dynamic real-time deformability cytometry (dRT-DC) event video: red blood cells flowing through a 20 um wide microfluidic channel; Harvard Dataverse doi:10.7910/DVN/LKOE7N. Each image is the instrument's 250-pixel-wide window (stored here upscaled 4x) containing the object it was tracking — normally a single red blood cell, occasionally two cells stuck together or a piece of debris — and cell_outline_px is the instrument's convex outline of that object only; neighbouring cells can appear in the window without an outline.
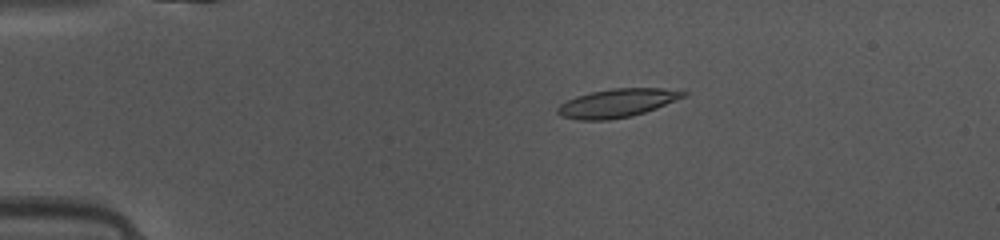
{"species": "common noctule bat (a hibernating species)", "species_latin": "Nyctalus noctula", "temperature_condition": "warm", "stored_images_in_passage": 44, "camera_frame_rate_fps": 3000, "um_per_image_px": 0.085, "animal": {"sex": "female", "body_mass_g": 10.0, "forearm_length_mm": 53.1}, "frame": {"image": 1, "passage_image": 6, "time_ms": 1.667, "image_size_px": [1000, 240], "cell_outline_px": [[688, 96], [656, 108], [632, 116], [608, 120], [580, 120], [560, 116], [556, 112], [556, 108], [560, 104], [576, 96], [592, 92], [612, 88], [664, 88], [688, 92]], "centroid_in_image_um": [52.47, 8.76], "position_along_channel_um": 32.5, "area_um2": 20.92}}
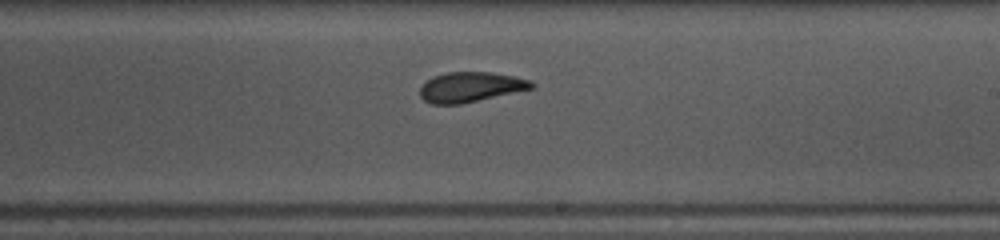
{"frame": {"image": 2, "passage_image": 25, "time_ms": 8.0, "image_size_px": [1000, 240], "cell_outline_px": [[536, 88], [460, 104], [432, 104], [424, 100], [420, 96], [420, 84], [424, 80], [432, 76], [448, 72], [492, 72], [512, 76], [528, 80], [536, 84]], "centroid_in_image_um": [39.97, 7.39], "position_along_channel_um": 249.0, "area_um2": 19.71}}
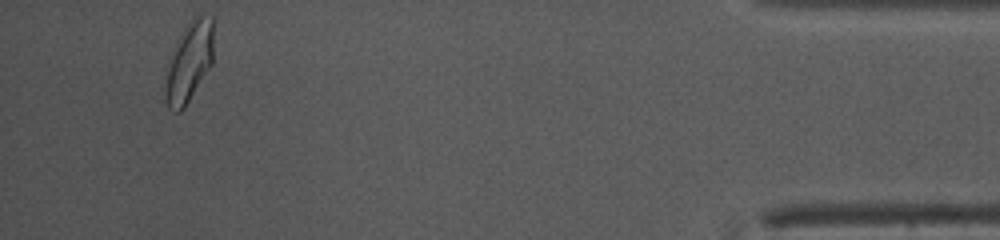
{"frame": {"image": 3, "passage_image": 42, "time_ms": 13.667, "image_size_px": [1000, 240], "cell_outline_px": [[212, 64], [184, 108], [180, 112], [176, 112], [168, 108], [164, 100], [164, 88], [168, 56], [176, 40], [192, 16], [196, 12], [200, 12], [212, 16]], "centroid_in_image_um": [16.03, 5.23], "position_along_channel_um": 419.2, "area_um2": 23.12}, "authors_computed_cell_mechanics": {"area_um2": 20.1433, "velocity_mm_per_s": 4.1315, "shape_relaxation_time_tau1_ms": 5.4577, "shape_relaxation_time_tau2_ms": 1.5853, "deformation_change_tau1": 0.1791, "deformation_change_tau2": 0.0753}}